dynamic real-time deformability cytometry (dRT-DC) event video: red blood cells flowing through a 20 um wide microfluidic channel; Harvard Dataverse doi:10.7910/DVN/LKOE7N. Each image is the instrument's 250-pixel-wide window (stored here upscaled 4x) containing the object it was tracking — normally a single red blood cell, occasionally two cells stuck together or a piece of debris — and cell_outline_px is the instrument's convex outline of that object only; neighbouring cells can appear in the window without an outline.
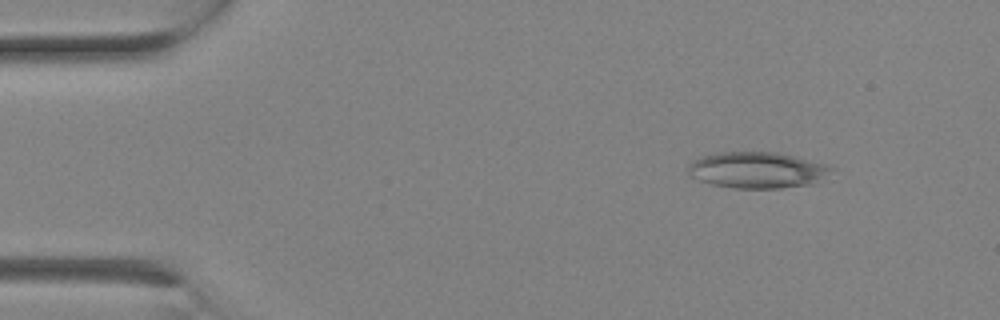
{"species": "Egyptian fruit bat (a non-hibernating species)", "species_latin": "Rousettus aegyptiacus", "temperature_condition": "room temperature", "stored_images_in_passage": 3, "camera_frame_rate_fps": 3000, "um_per_image_px": 0.085, "animal": {"sex": "female"}, "frame": {"image": 1, "passage_image": 3, "time_ms": 0.667, "image_size_px": [1000, 320], "cell_outline_px": [[836, 168], [812, 184], [780, 188], [732, 188], [712, 184], [700, 180], [692, 176], [688, 172], [688, 164], [692, 160], [700, 156], [720, 152], [776, 152], [796, 156], [828, 164]], "centroid_in_image_um": [64.36, 14.44], "position_along_channel_um": 20.6, "area_um2": 30.29}}